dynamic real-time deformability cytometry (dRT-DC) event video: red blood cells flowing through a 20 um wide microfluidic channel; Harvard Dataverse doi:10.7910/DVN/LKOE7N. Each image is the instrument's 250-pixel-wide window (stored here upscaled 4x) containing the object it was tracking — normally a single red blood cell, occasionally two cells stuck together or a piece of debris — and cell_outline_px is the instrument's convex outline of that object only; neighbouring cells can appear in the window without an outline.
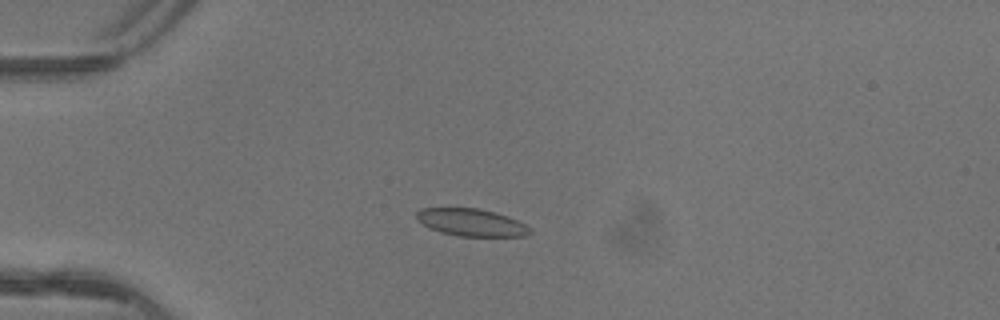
{"species": "common noctule bat (a hibernating species)", "species_latin": "Nyctalus noctula", "temperature_condition": "warm", "stored_images_in_passage": 6, "camera_frame_rate_fps": 3000, "um_per_image_px": 0.085, "animal": {"sex": "female"}, "frame": {"image": 1, "passage_image": 4, "time_ms": 1.0, "image_size_px": [1000, 320], "cell_outline_px": [[532, 232], [524, 236], [460, 236], [440, 232], [428, 228], [416, 220], [416, 212], [420, 208], [476, 208], [496, 212], [508, 216], [532, 228]], "centroid_in_image_um": [40.04, 18.9], "position_along_channel_um": 45.0, "area_um2": 18.21}}
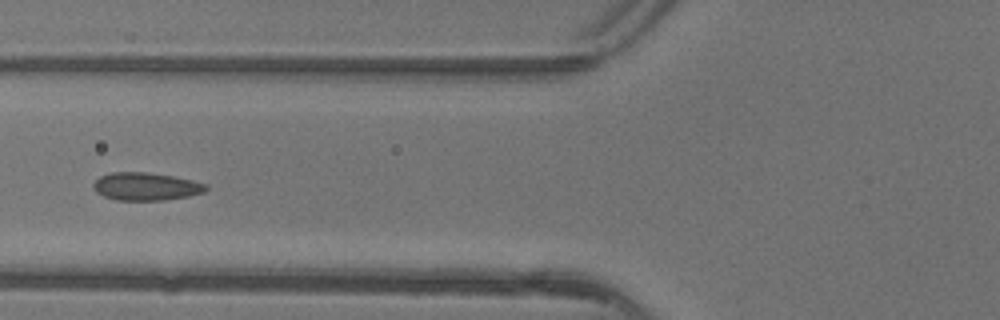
{"frame": {"image": 2, "passage_image": 6, "time_ms": 1.667, "image_size_px": [1000, 320], "cell_outline_px": [[208, 188], [204, 192], [188, 196], [164, 200], [116, 200], [104, 196], [96, 192], [92, 188], [92, 184], [100, 176], [112, 172], [148, 172], [172, 176], [192, 180], [208, 184]], "centroid_in_image_um": [12.39, 15.85], "position_along_channel_um": 113.4, "area_um2": 18.32}}